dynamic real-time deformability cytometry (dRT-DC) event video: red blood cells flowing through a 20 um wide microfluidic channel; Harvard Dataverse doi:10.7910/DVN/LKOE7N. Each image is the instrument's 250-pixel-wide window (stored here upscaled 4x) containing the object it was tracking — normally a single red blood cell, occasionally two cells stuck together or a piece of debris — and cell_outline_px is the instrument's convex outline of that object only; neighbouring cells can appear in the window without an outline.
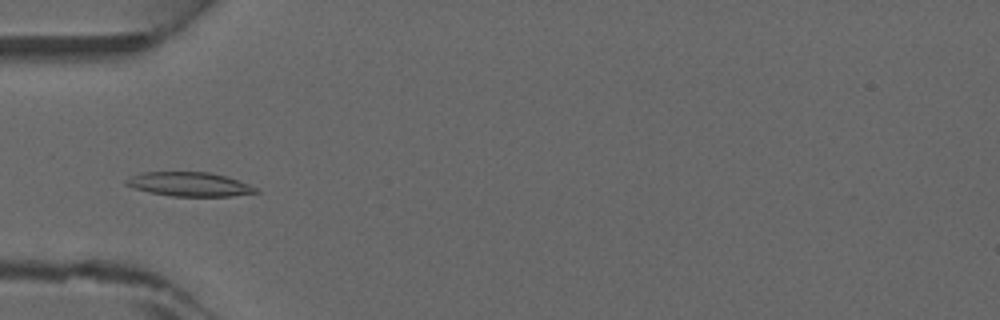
{"species": "common noctule bat (a hibernating species)", "species_latin": "Nyctalus noctula", "temperature_condition": "warm", "stored_images_in_passage": 37, "camera_frame_rate_fps": 3000, "um_per_image_px": 0.085, "animal": {"sex": "male", "forearm_length_mm": 52.5}, "frame": {"image": 1, "passage_image": 7, "time_ms": 2.0, "image_size_px": [1000, 320], "cell_outline_px": [[260, 192], [232, 196], [172, 196], [148, 192], [132, 188], [124, 184], [124, 180], [132, 176], [144, 172], [208, 172], [224, 176], [248, 184], [256, 188]], "centroid_in_image_um": [16.05, 15.67], "position_along_channel_um": 69.0, "area_um2": 18.09}}
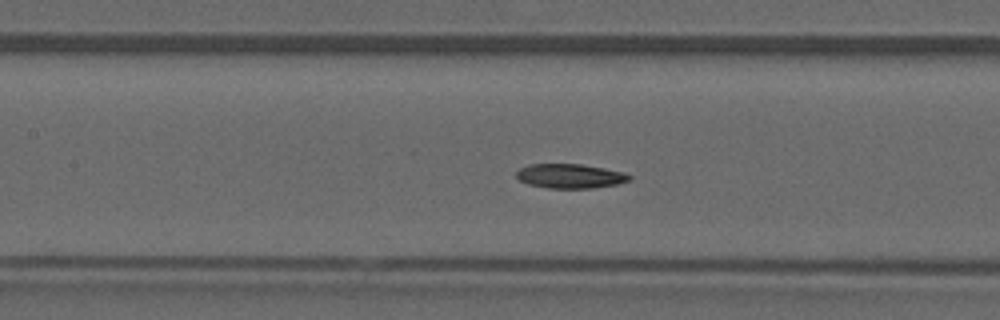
{"frame": {"image": 2, "passage_image": 13, "time_ms": 4.0, "image_size_px": [1000, 320], "cell_outline_px": [[632, 180], [616, 184], [592, 188], [548, 188], [528, 184], [520, 180], [516, 176], [516, 172], [520, 168], [532, 164], [580, 164], [604, 168], [624, 172], [632, 176]], "centroid_in_image_um": [48.48, 14.96], "position_along_channel_um": 158.9, "area_um2": 16.01}}
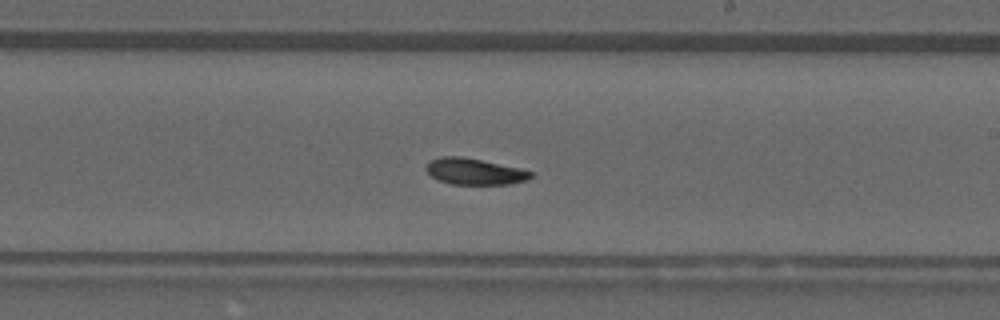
{"frame": {"image": 3, "passage_image": 19, "time_ms": 6.0, "image_size_px": [1000, 320], "cell_outline_px": [[532, 176], [524, 180], [508, 184], [452, 184], [440, 180], [432, 176], [424, 168], [428, 160], [440, 156], [460, 156], [520, 168], [532, 172]], "centroid_in_image_um": [40.27, 14.56], "position_along_channel_um": 248.7, "area_um2": 15.84}}